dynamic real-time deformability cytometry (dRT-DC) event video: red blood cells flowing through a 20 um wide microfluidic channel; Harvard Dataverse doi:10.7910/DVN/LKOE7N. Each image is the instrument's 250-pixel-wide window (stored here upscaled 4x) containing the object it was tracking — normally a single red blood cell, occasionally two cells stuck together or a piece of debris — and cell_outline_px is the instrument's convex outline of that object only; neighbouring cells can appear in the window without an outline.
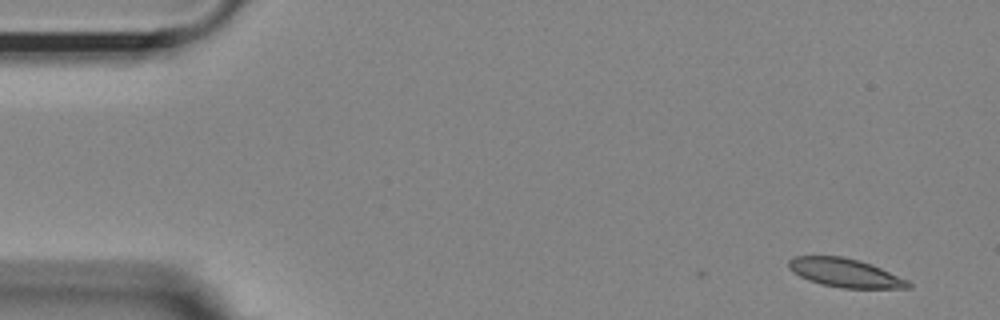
{"species": "Egyptian fruit bat (a non-hibernating species)", "species_latin": "Rousettus aegyptiacus", "temperature_condition": "room temperature", "stored_images_in_passage": 2, "camera_frame_rate_fps": 3000, "um_per_image_px": 0.085, "animal": {"sex": "female"}, "frame": {"image": 1, "passage_image": 2, "time_ms": 0.333, "image_size_px": [1000, 320], "cell_outline_px": [[912, 288], [840, 288], [820, 284], [808, 280], [792, 272], [788, 268], [788, 260], [792, 256], [840, 256], [860, 260], [872, 264], [908, 280], [912, 284]], "centroid_in_image_um": [71.82, 23.19], "position_along_channel_um": 13.2, "area_um2": 20.17}}